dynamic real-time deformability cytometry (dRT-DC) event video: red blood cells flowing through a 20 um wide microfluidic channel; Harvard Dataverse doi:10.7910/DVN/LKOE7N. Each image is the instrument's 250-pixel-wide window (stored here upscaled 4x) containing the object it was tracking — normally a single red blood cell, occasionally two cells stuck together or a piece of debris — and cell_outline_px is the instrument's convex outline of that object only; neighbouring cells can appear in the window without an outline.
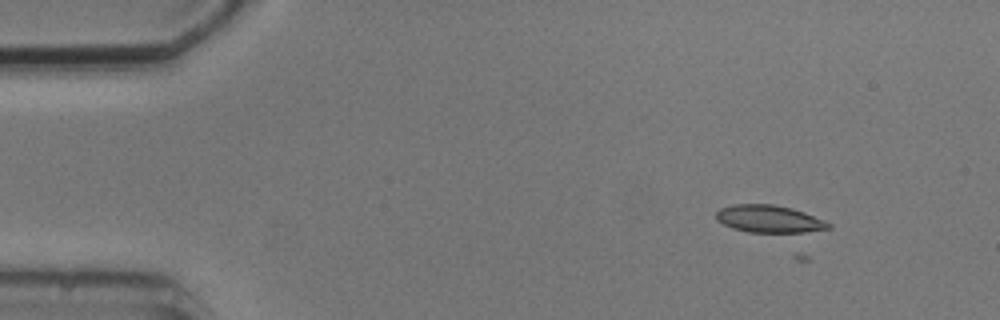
{"species": "common noctule bat (a hibernating species)", "species_latin": "Nyctalus noctula", "temperature_condition": "cold", "stored_images_in_passage": 6, "camera_frame_rate_fps": 3000, "um_per_image_px": 0.085, "animal": {"sex": "male", "body_mass_g": 20.5, "forearm_length_mm": 52.5}, "frame": {"image": 1, "passage_image": 3, "time_ms": 2.333, "image_size_px": [1000, 320], "cell_outline_px": [[832, 228], [804, 232], [748, 232], [732, 228], [716, 220], [716, 212], [720, 208], [732, 204], [772, 204], [792, 208], [804, 212], [824, 220], [832, 224]], "centroid_in_image_um": [65.37, 18.6], "position_along_channel_um": 19.6, "area_um2": 17.98}}